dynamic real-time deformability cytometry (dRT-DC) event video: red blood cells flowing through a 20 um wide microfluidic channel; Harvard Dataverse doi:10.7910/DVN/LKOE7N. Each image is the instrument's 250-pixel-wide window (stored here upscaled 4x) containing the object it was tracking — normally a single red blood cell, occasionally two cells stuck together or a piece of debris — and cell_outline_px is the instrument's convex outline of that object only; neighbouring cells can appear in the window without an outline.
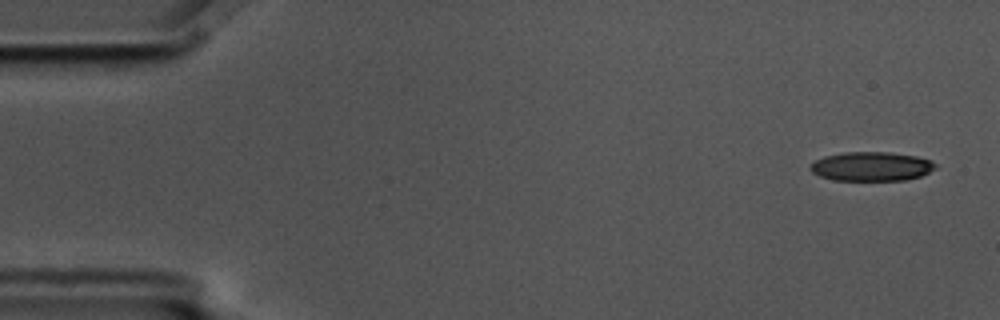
{"species": "common noctule bat (a hibernating species)", "species_latin": "Nyctalus noctula", "temperature_condition": "cold", "stored_images_in_passage": 4, "camera_frame_rate_fps": 3000, "um_per_image_px": 0.085, "animal": {"sex": "male", "body_mass_g": 17.5, "forearm_length_mm": 52.3}, "frame": {"image": 1, "passage_image": 1, "time_ms": 0.0, "image_size_px": [1000, 320], "cell_outline_px": [[936, 168], [920, 176], [904, 180], [832, 180], [820, 176], [812, 172], [812, 164], [816, 160], [824, 156], [844, 152], [888, 152], [916, 156], [932, 160], [936, 164]], "centroid_in_image_um": [74.09, 14.14], "position_along_channel_um": 10.9, "area_um2": 21.1}}
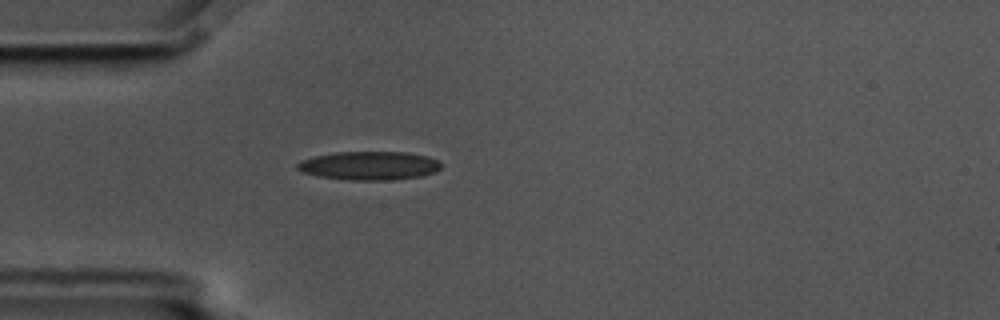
{"frame": {"image": 2, "passage_image": 4, "time_ms": 1.0, "image_size_px": [1000, 320], "cell_outline_px": [[440, 168], [436, 172], [420, 176], [384, 180], [348, 180], [320, 176], [304, 172], [296, 168], [296, 164], [300, 160], [316, 156], [336, 152], [408, 152], [428, 156], [436, 160], [440, 164]], "centroid_in_image_um": [31.38, 14.07], "position_along_channel_um": 53.6, "area_um2": 23.76}}